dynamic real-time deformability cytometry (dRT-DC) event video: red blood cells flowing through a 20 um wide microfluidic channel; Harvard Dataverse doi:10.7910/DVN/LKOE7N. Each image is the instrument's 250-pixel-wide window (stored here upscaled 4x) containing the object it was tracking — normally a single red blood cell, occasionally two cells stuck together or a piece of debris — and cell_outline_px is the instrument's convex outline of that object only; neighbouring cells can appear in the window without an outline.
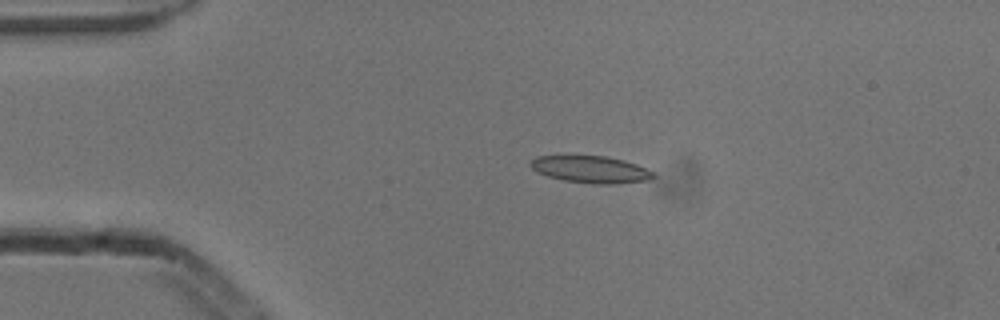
{"species": "common noctule bat (a hibernating species)", "species_latin": "Nyctalus noctula", "temperature_condition": "cold", "stored_images_in_passage": 3, "camera_frame_rate_fps": 3000, "um_per_image_px": 0.085, "animal": {"sex": "male", "body_mass_g": 13.3}, "frame": {"image": 1, "passage_image": 2, "time_ms": 0.333, "image_size_px": [1000, 320], "cell_outline_px": [[656, 176], [648, 180], [616, 184], [592, 184], [564, 180], [548, 176], [536, 172], [528, 164], [536, 156], [604, 156], [624, 160], [636, 164], [656, 172]], "centroid_in_image_um": [50.24, 14.41], "position_along_channel_um": 34.8, "area_um2": 19.42}}